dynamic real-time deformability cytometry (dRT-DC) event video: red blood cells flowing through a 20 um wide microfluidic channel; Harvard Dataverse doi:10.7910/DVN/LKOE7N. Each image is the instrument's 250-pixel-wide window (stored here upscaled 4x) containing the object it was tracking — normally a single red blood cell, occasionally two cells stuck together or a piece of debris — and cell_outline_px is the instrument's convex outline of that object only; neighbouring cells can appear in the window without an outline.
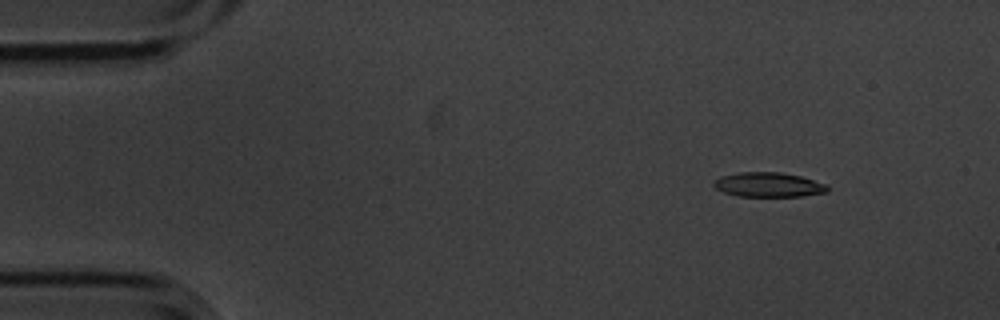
{"species": "common noctule bat (a hibernating species)", "species_latin": "Nyctalus noctula", "temperature_condition": "cold", "stored_images_in_passage": 5, "camera_frame_rate_fps": 3000, "um_per_image_px": 0.085, "animal": {"sex": "male", "body_mass_g": 20.1, "forearm_length_mm": 53.5}, "frame": {"image": 1, "passage_image": 2, "time_ms": 0.333, "image_size_px": [1000, 320], "cell_outline_px": [[828, 192], [804, 196], [736, 196], [724, 192], [716, 188], [712, 184], [712, 180], [720, 176], [740, 172], [780, 172], [800, 176], [828, 184]], "centroid_in_image_um": [65.31, 15.7], "position_along_channel_um": 19.7, "area_um2": 16.42}}